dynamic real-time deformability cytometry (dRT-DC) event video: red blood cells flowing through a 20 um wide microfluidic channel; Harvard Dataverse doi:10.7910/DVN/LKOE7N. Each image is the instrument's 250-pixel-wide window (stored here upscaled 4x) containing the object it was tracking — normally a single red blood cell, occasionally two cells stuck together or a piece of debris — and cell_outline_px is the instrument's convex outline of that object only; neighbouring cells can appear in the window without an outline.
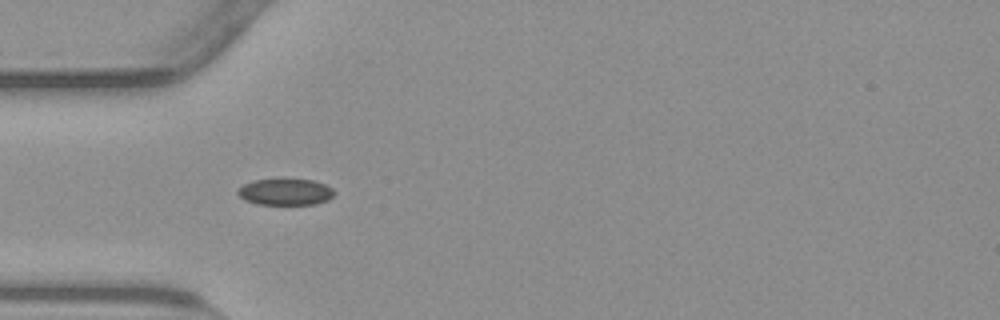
{"species": "common noctule bat (a hibernating species)", "species_latin": "Nyctalus noctula", "temperature_condition": "warm", "stored_images_in_passage": 43, "camera_frame_rate_fps": 3000, "um_per_image_px": 0.085, "animal": {"sex": "male", "body_mass_g": 23.1, "forearm_length_mm": 52.7}, "frame": {"image": 1, "passage_image": 5, "time_ms": 1.333, "image_size_px": [1000, 320], "cell_outline_px": [[336, 192], [328, 200], [316, 204], [256, 204], [244, 200], [236, 192], [244, 184], [252, 180], [280, 176], [312, 180], [324, 184], [332, 188]], "centroid_in_image_um": [24.24, 16.26], "position_along_channel_um": 60.8, "area_um2": 15.55}}
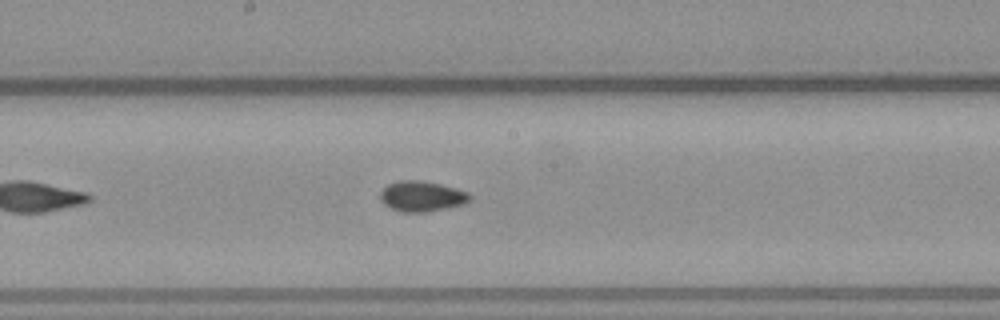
{"frame": {"image": 2, "passage_image": 17, "time_ms": 5.333, "image_size_px": [1000, 320], "cell_outline_px": [[472, 196], [464, 204], [424, 212], [400, 212], [384, 204], [380, 200], [380, 192], [388, 184], [400, 180], [420, 180], [440, 184], [468, 192]], "centroid_in_image_um": [35.82, 16.68], "position_along_channel_um": 212.4, "area_um2": 15.72}}
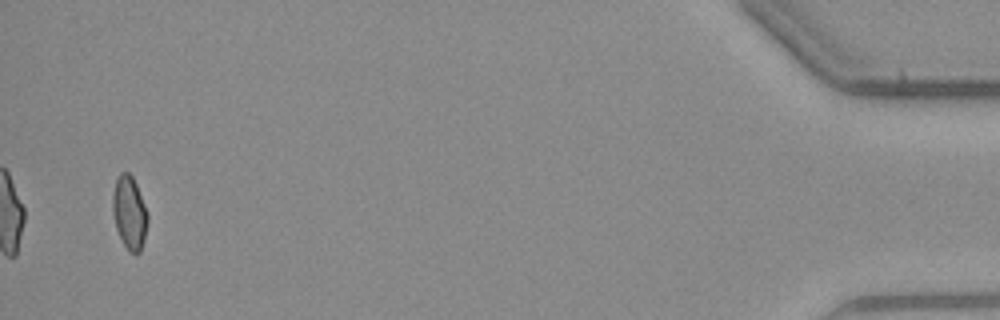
{"frame": {"image": 3, "passage_image": 41, "time_ms": 13.333, "image_size_px": [1000, 320], "cell_outline_px": [[148, 220], [140, 252], [128, 252], [116, 228], [112, 212], [112, 192], [116, 180], [120, 172], [128, 172], [132, 176], [136, 184], [148, 216]], "centroid_in_image_um": [10.97, 18.05], "position_along_channel_um": 424.2, "area_um2": 14.68}, "authors_computed_cell_mechanics": {"area_um2": 15.1436, "velocity_mm_per_s": 3.8104, "shape_relaxation_time_tau1_ms": 4.2706, "shape_relaxation_time_tau2_ms": 1.5509, "deformation_change_tau1": 0.1117, "deformation_change_tau2": 0.0566}}